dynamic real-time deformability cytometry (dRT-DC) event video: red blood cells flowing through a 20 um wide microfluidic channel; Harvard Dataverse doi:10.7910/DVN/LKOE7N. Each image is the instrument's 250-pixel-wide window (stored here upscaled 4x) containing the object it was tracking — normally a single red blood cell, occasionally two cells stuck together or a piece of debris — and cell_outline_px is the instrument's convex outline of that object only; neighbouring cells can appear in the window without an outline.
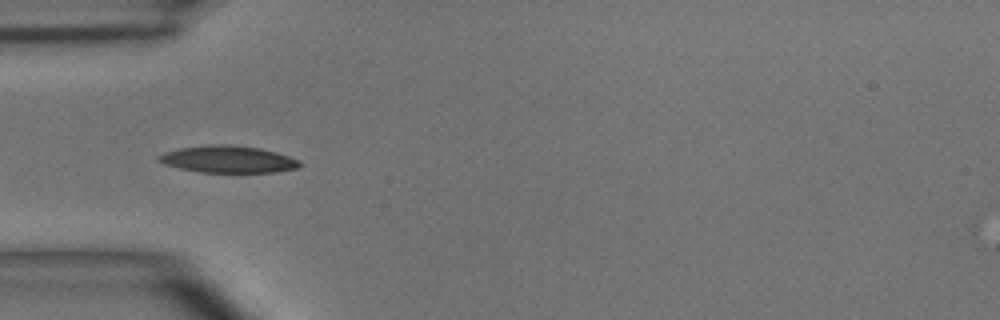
{"species": "common noctule bat (a hibernating species)", "species_latin": "Nyctalus noctula", "temperature_condition": "room temperature", "stored_images_in_passage": 7, "camera_frame_rate_fps": 3000, "um_per_image_px": 0.085, "animal": {"sex": "male", "body_mass_g": 15.6}, "frame": {"image": 1, "passage_image": 5, "time_ms": 4.667, "image_size_px": [1000, 320], "cell_outline_px": [[300, 164], [296, 168], [276, 172], [200, 172], [180, 168], [164, 164], [156, 160], [156, 156], [164, 152], [180, 148], [208, 144], [224, 144], [260, 148], [276, 152], [300, 160]], "centroid_in_image_um": [19.34, 13.53], "position_along_channel_um": 65.7, "area_um2": 22.14}}
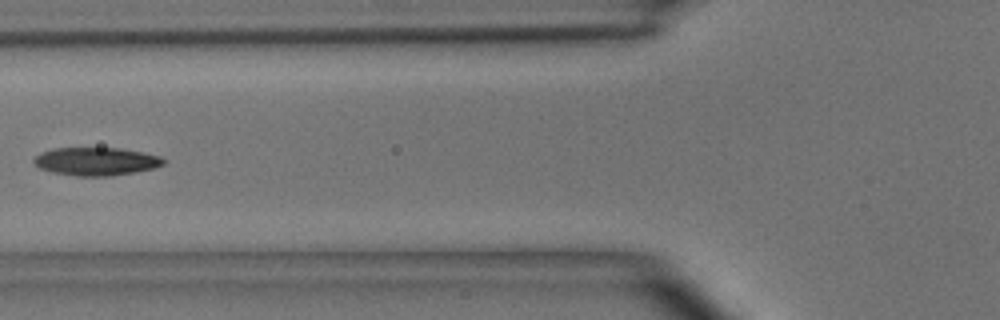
{"frame": {"image": 2, "passage_image": 6, "time_ms": 6.0, "image_size_px": [1000, 320], "cell_outline_px": [[164, 164], [156, 168], [136, 172], [112, 176], [76, 176], [52, 172], [40, 168], [32, 160], [40, 152], [52, 148], [120, 148], [144, 152], [160, 156], [164, 160]], "centroid_in_image_um": [8.18, 13.72], "position_along_channel_um": 117.6, "area_um2": 21.39}}